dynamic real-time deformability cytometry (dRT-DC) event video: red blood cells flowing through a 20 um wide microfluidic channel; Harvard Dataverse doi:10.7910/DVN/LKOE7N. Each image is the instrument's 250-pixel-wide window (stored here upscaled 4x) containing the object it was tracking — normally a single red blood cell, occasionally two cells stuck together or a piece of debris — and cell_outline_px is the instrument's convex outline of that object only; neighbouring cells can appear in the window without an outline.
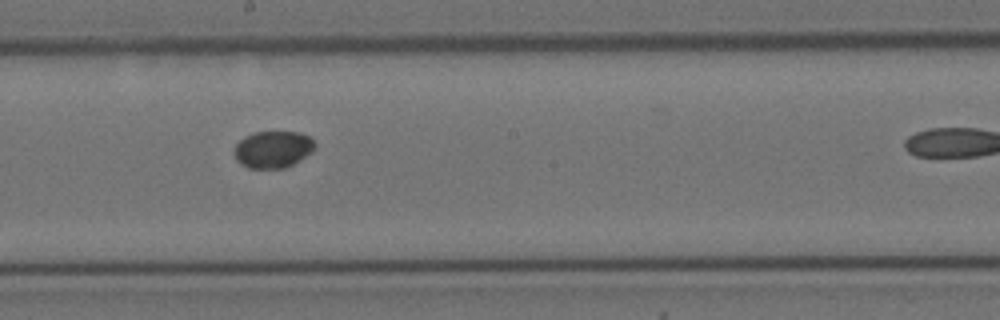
{"species": "Egyptian fruit bat (a non-hibernating species)", "species_latin": "Rousettus aegyptiacus", "temperature_condition": "cold", "stored_images_in_passage": 11, "camera_frame_rate_fps": 3000, "um_per_image_px": 0.085, "animal": {"sex": "female"}, "frame": {"image": 1, "passage_image": 7, "time_ms": 2.0, "image_size_px": [1000, 320], "cell_outline_px": [[316, 148], [312, 152], [292, 164], [284, 168], [248, 168], [240, 164], [236, 160], [232, 152], [236, 144], [244, 136], [252, 132], [300, 132], [308, 136], [316, 144]], "centroid_in_image_um": [23.16, 12.69], "position_along_channel_um": 225.0, "area_um2": 17.51}}